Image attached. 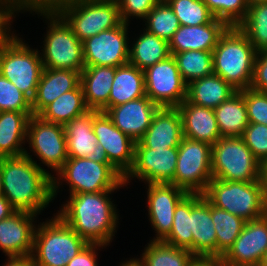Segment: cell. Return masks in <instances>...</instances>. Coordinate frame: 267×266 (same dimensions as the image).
<instances>
[{
	"label": "cell",
	"instance_id": "cell-42",
	"mask_svg": "<svg viewBox=\"0 0 267 266\" xmlns=\"http://www.w3.org/2000/svg\"><path fill=\"white\" fill-rule=\"evenodd\" d=\"M32 112L31 100L0 74V112Z\"/></svg>",
	"mask_w": 267,
	"mask_h": 266
},
{
	"label": "cell",
	"instance_id": "cell-26",
	"mask_svg": "<svg viewBox=\"0 0 267 266\" xmlns=\"http://www.w3.org/2000/svg\"><path fill=\"white\" fill-rule=\"evenodd\" d=\"M193 254L198 259L216 260V230L211 217V203L202 196L191 207Z\"/></svg>",
	"mask_w": 267,
	"mask_h": 266
},
{
	"label": "cell",
	"instance_id": "cell-46",
	"mask_svg": "<svg viewBox=\"0 0 267 266\" xmlns=\"http://www.w3.org/2000/svg\"><path fill=\"white\" fill-rule=\"evenodd\" d=\"M250 88L267 93V50L259 51L256 54Z\"/></svg>",
	"mask_w": 267,
	"mask_h": 266
},
{
	"label": "cell",
	"instance_id": "cell-55",
	"mask_svg": "<svg viewBox=\"0 0 267 266\" xmlns=\"http://www.w3.org/2000/svg\"><path fill=\"white\" fill-rule=\"evenodd\" d=\"M16 5L24 2H46V0H13Z\"/></svg>",
	"mask_w": 267,
	"mask_h": 266
},
{
	"label": "cell",
	"instance_id": "cell-23",
	"mask_svg": "<svg viewBox=\"0 0 267 266\" xmlns=\"http://www.w3.org/2000/svg\"><path fill=\"white\" fill-rule=\"evenodd\" d=\"M228 27L223 20L216 18L204 25H180L169 41L171 55L188 50L213 51Z\"/></svg>",
	"mask_w": 267,
	"mask_h": 266
},
{
	"label": "cell",
	"instance_id": "cell-37",
	"mask_svg": "<svg viewBox=\"0 0 267 266\" xmlns=\"http://www.w3.org/2000/svg\"><path fill=\"white\" fill-rule=\"evenodd\" d=\"M183 80H192L213 74L212 51L188 50L173 54Z\"/></svg>",
	"mask_w": 267,
	"mask_h": 266
},
{
	"label": "cell",
	"instance_id": "cell-51",
	"mask_svg": "<svg viewBox=\"0 0 267 266\" xmlns=\"http://www.w3.org/2000/svg\"><path fill=\"white\" fill-rule=\"evenodd\" d=\"M261 180H262V183H263V189H264L265 198L267 200V161H264L262 163Z\"/></svg>",
	"mask_w": 267,
	"mask_h": 266
},
{
	"label": "cell",
	"instance_id": "cell-36",
	"mask_svg": "<svg viewBox=\"0 0 267 266\" xmlns=\"http://www.w3.org/2000/svg\"><path fill=\"white\" fill-rule=\"evenodd\" d=\"M211 217L216 230V260H219L240 235L246 221L212 204Z\"/></svg>",
	"mask_w": 267,
	"mask_h": 266
},
{
	"label": "cell",
	"instance_id": "cell-50",
	"mask_svg": "<svg viewBox=\"0 0 267 266\" xmlns=\"http://www.w3.org/2000/svg\"><path fill=\"white\" fill-rule=\"evenodd\" d=\"M16 210L12 207L9 201L0 195V221L10 217Z\"/></svg>",
	"mask_w": 267,
	"mask_h": 266
},
{
	"label": "cell",
	"instance_id": "cell-32",
	"mask_svg": "<svg viewBox=\"0 0 267 266\" xmlns=\"http://www.w3.org/2000/svg\"><path fill=\"white\" fill-rule=\"evenodd\" d=\"M89 109L86 106L81 85L65 92L48 104L39 114L44 121L65 125Z\"/></svg>",
	"mask_w": 267,
	"mask_h": 266
},
{
	"label": "cell",
	"instance_id": "cell-7",
	"mask_svg": "<svg viewBox=\"0 0 267 266\" xmlns=\"http://www.w3.org/2000/svg\"><path fill=\"white\" fill-rule=\"evenodd\" d=\"M88 244L54 215L36 227L31 257L35 266H66Z\"/></svg>",
	"mask_w": 267,
	"mask_h": 266
},
{
	"label": "cell",
	"instance_id": "cell-49",
	"mask_svg": "<svg viewBox=\"0 0 267 266\" xmlns=\"http://www.w3.org/2000/svg\"><path fill=\"white\" fill-rule=\"evenodd\" d=\"M2 266H35L31 255L24 257H8Z\"/></svg>",
	"mask_w": 267,
	"mask_h": 266
},
{
	"label": "cell",
	"instance_id": "cell-22",
	"mask_svg": "<svg viewBox=\"0 0 267 266\" xmlns=\"http://www.w3.org/2000/svg\"><path fill=\"white\" fill-rule=\"evenodd\" d=\"M181 114L177 107H159L139 142L146 148L178 147L183 138Z\"/></svg>",
	"mask_w": 267,
	"mask_h": 266
},
{
	"label": "cell",
	"instance_id": "cell-8",
	"mask_svg": "<svg viewBox=\"0 0 267 266\" xmlns=\"http://www.w3.org/2000/svg\"><path fill=\"white\" fill-rule=\"evenodd\" d=\"M10 31L0 39V74L32 100L43 71L40 51Z\"/></svg>",
	"mask_w": 267,
	"mask_h": 266
},
{
	"label": "cell",
	"instance_id": "cell-45",
	"mask_svg": "<svg viewBox=\"0 0 267 266\" xmlns=\"http://www.w3.org/2000/svg\"><path fill=\"white\" fill-rule=\"evenodd\" d=\"M160 0H117L122 22L129 23L130 16L145 19Z\"/></svg>",
	"mask_w": 267,
	"mask_h": 266
},
{
	"label": "cell",
	"instance_id": "cell-21",
	"mask_svg": "<svg viewBox=\"0 0 267 266\" xmlns=\"http://www.w3.org/2000/svg\"><path fill=\"white\" fill-rule=\"evenodd\" d=\"M158 108V105L153 103L147 96H144L108 108L104 112L119 130L134 142H138L151 125Z\"/></svg>",
	"mask_w": 267,
	"mask_h": 266
},
{
	"label": "cell",
	"instance_id": "cell-41",
	"mask_svg": "<svg viewBox=\"0 0 267 266\" xmlns=\"http://www.w3.org/2000/svg\"><path fill=\"white\" fill-rule=\"evenodd\" d=\"M214 18L223 20L228 26H238L247 15L245 0H202Z\"/></svg>",
	"mask_w": 267,
	"mask_h": 266
},
{
	"label": "cell",
	"instance_id": "cell-25",
	"mask_svg": "<svg viewBox=\"0 0 267 266\" xmlns=\"http://www.w3.org/2000/svg\"><path fill=\"white\" fill-rule=\"evenodd\" d=\"M79 71L43 68L36 94L31 100L33 115H38L48 104L80 84Z\"/></svg>",
	"mask_w": 267,
	"mask_h": 266
},
{
	"label": "cell",
	"instance_id": "cell-33",
	"mask_svg": "<svg viewBox=\"0 0 267 266\" xmlns=\"http://www.w3.org/2000/svg\"><path fill=\"white\" fill-rule=\"evenodd\" d=\"M132 46L129 49V63L143 71L171 55L169 42L147 30L139 35Z\"/></svg>",
	"mask_w": 267,
	"mask_h": 266
},
{
	"label": "cell",
	"instance_id": "cell-52",
	"mask_svg": "<svg viewBox=\"0 0 267 266\" xmlns=\"http://www.w3.org/2000/svg\"><path fill=\"white\" fill-rule=\"evenodd\" d=\"M11 21L12 19H0V39L10 30Z\"/></svg>",
	"mask_w": 267,
	"mask_h": 266
},
{
	"label": "cell",
	"instance_id": "cell-29",
	"mask_svg": "<svg viewBox=\"0 0 267 266\" xmlns=\"http://www.w3.org/2000/svg\"><path fill=\"white\" fill-rule=\"evenodd\" d=\"M32 115L33 112H0V158L25 154L22 144L27 140V126Z\"/></svg>",
	"mask_w": 267,
	"mask_h": 266
},
{
	"label": "cell",
	"instance_id": "cell-44",
	"mask_svg": "<svg viewBox=\"0 0 267 266\" xmlns=\"http://www.w3.org/2000/svg\"><path fill=\"white\" fill-rule=\"evenodd\" d=\"M243 96L249 123H259L267 126V93L247 88L243 89Z\"/></svg>",
	"mask_w": 267,
	"mask_h": 266
},
{
	"label": "cell",
	"instance_id": "cell-56",
	"mask_svg": "<svg viewBox=\"0 0 267 266\" xmlns=\"http://www.w3.org/2000/svg\"><path fill=\"white\" fill-rule=\"evenodd\" d=\"M248 6L255 5L257 3L267 2V0H245Z\"/></svg>",
	"mask_w": 267,
	"mask_h": 266
},
{
	"label": "cell",
	"instance_id": "cell-18",
	"mask_svg": "<svg viewBox=\"0 0 267 266\" xmlns=\"http://www.w3.org/2000/svg\"><path fill=\"white\" fill-rule=\"evenodd\" d=\"M147 204L151 225L156 231L152 241H163L171 232L174 211L188 194L172 183H148Z\"/></svg>",
	"mask_w": 267,
	"mask_h": 266
},
{
	"label": "cell",
	"instance_id": "cell-43",
	"mask_svg": "<svg viewBox=\"0 0 267 266\" xmlns=\"http://www.w3.org/2000/svg\"><path fill=\"white\" fill-rule=\"evenodd\" d=\"M252 154L261 162L267 161V126L249 123L241 136Z\"/></svg>",
	"mask_w": 267,
	"mask_h": 266
},
{
	"label": "cell",
	"instance_id": "cell-20",
	"mask_svg": "<svg viewBox=\"0 0 267 266\" xmlns=\"http://www.w3.org/2000/svg\"><path fill=\"white\" fill-rule=\"evenodd\" d=\"M38 214L16 211L0 221V249L7 257H24L32 254L35 217Z\"/></svg>",
	"mask_w": 267,
	"mask_h": 266
},
{
	"label": "cell",
	"instance_id": "cell-3",
	"mask_svg": "<svg viewBox=\"0 0 267 266\" xmlns=\"http://www.w3.org/2000/svg\"><path fill=\"white\" fill-rule=\"evenodd\" d=\"M31 11L49 20L44 47L40 55L43 68L69 69L82 72L85 67L82 42L66 22L46 2H24L15 6L16 14Z\"/></svg>",
	"mask_w": 267,
	"mask_h": 266
},
{
	"label": "cell",
	"instance_id": "cell-1",
	"mask_svg": "<svg viewBox=\"0 0 267 266\" xmlns=\"http://www.w3.org/2000/svg\"><path fill=\"white\" fill-rule=\"evenodd\" d=\"M1 158L2 195L16 211L40 214L53 200L52 175L30 153Z\"/></svg>",
	"mask_w": 267,
	"mask_h": 266
},
{
	"label": "cell",
	"instance_id": "cell-2",
	"mask_svg": "<svg viewBox=\"0 0 267 266\" xmlns=\"http://www.w3.org/2000/svg\"><path fill=\"white\" fill-rule=\"evenodd\" d=\"M112 192L71 194L56 214L88 243L107 246L115 236L119 220L109 197Z\"/></svg>",
	"mask_w": 267,
	"mask_h": 266
},
{
	"label": "cell",
	"instance_id": "cell-10",
	"mask_svg": "<svg viewBox=\"0 0 267 266\" xmlns=\"http://www.w3.org/2000/svg\"><path fill=\"white\" fill-rule=\"evenodd\" d=\"M262 163L252 154L243 138L221 137L212 145V178L225 181L261 180Z\"/></svg>",
	"mask_w": 267,
	"mask_h": 266
},
{
	"label": "cell",
	"instance_id": "cell-40",
	"mask_svg": "<svg viewBox=\"0 0 267 266\" xmlns=\"http://www.w3.org/2000/svg\"><path fill=\"white\" fill-rule=\"evenodd\" d=\"M180 25L198 26L210 23L214 16L202 0H166Z\"/></svg>",
	"mask_w": 267,
	"mask_h": 266
},
{
	"label": "cell",
	"instance_id": "cell-48",
	"mask_svg": "<svg viewBox=\"0 0 267 266\" xmlns=\"http://www.w3.org/2000/svg\"><path fill=\"white\" fill-rule=\"evenodd\" d=\"M16 3L13 0H0V19H12Z\"/></svg>",
	"mask_w": 267,
	"mask_h": 266
},
{
	"label": "cell",
	"instance_id": "cell-5",
	"mask_svg": "<svg viewBox=\"0 0 267 266\" xmlns=\"http://www.w3.org/2000/svg\"><path fill=\"white\" fill-rule=\"evenodd\" d=\"M82 42L122 23L117 0H47Z\"/></svg>",
	"mask_w": 267,
	"mask_h": 266
},
{
	"label": "cell",
	"instance_id": "cell-28",
	"mask_svg": "<svg viewBox=\"0 0 267 266\" xmlns=\"http://www.w3.org/2000/svg\"><path fill=\"white\" fill-rule=\"evenodd\" d=\"M237 91L231 84L213 73L189 82L186 100L197 106L214 110Z\"/></svg>",
	"mask_w": 267,
	"mask_h": 266
},
{
	"label": "cell",
	"instance_id": "cell-31",
	"mask_svg": "<svg viewBox=\"0 0 267 266\" xmlns=\"http://www.w3.org/2000/svg\"><path fill=\"white\" fill-rule=\"evenodd\" d=\"M221 137H239L249 124L243 90L237 91L229 99L214 109Z\"/></svg>",
	"mask_w": 267,
	"mask_h": 266
},
{
	"label": "cell",
	"instance_id": "cell-14",
	"mask_svg": "<svg viewBox=\"0 0 267 266\" xmlns=\"http://www.w3.org/2000/svg\"><path fill=\"white\" fill-rule=\"evenodd\" d=\"M128 26L122 22L82 41L85 66L118 67L129 63Z\"/></svg>",
	"mask_w": 267,
	"mask_h": 266
},
{
	"label": "cell",
	"instance_id": "cell-16",
	"mask_svg": "<svg viewBox=\"0 0 267 266\" xmlns=\"http://www.w3.org/2000/svg\"><path fill=\"white\" fill-rule=\"evenodd\" d=\"M92 128L109 163L125 177L134 164L135 142L119 130L105 112L93 110Z\"/></svg>",
	"mask_w": 267,
	"mask_h": 266
},
{
	"label": "cell",
	"instance_id": "cell-58",
	"mask_svg": "<svg viewBox=\"0 0 267 266\" xmlns=\"http://www.w3.org/2000/svg\"><path fill=\"white\" fill-rule=\"evenodd\" d=\"M0 195H2V170H1V158H0Z\"/></svg>",
	"mask_w": 267,
	"mask_h": 266
},
{
	"label": "cell",
	"instance_id": "cell-19",
	"mask_svg": "<svg viewBox=\"0 0 267 266\" xmlns=\"http://www.w3.org/2000/svg\"><path fill=\"white\" fill-rule=\"evenodd\" d=\"M93 110H88L64 125L68 158H87L109 163L104 148L97 143L93 128Z\"/></svg>",
	"mask_w": 267,
	"mask_h": 266
},
{
	"label": "cell",
	"instance_id": "cell-47",
	"mask_svg": "<svg viewBox=\"0 0 267 266\" xmlns=\"http://www.w3.org/2000/svg\"><path fill=\"white\" fill-rule=\"evenodd\" d=\"M98 247H105V245L89 243L66 266H98L96 257Z\"/></svg>",
	"mask_w": 267,
	"mask_h": 266
},
{
	"label": "cell",
	"instance_id": "cell-6",
	"mask_svg": "<svg viewBox=\"0 0 267 266\" xmlns=\"http://www.w3.org/2000/svg\"><path fill=\"white\" fill-rule=\"evenodd\" d=\"M203 196L215 207L243 218L259 219L267 214L262 180L254 182L225 181L213 178Z\"/></svg>",
	"mask_w": 267,
	"mask_h": 266
},
{
	"label": "cell",
	"instance_id": "cell-57",
	"mask_svg": "<svg viewBox=\"0 0 267 266\" xmlns=\"http://www.w3.org/2000/svg\"><path fill=\"white\" fill-rule=\"evenodd\" d=\"M259 266H267V250L265 251V254H264Z\"/></svg>",
	"mask_w": 267,
	"mask_h": 266
},
{
	"label": "cell",
	"instance_id": "cell-54",
	"mask_svg": "<svg viewBox=\"0 0 267 266\" xmlns=\"http://www.w3.org/2000/svg\"><path fill=\"white\" fill-rule=\"evenodd\" d=\"M120 266H143V264L138 259H130L129 261L123 262Z\"/></svg>",
	"mask_w": 267,
	"mask_h": 266
},
{
	"label": "cell",
	"instance_id": "cell-38",
	"mask_svg": "<svg viewBox=\"0 0 267 266\" xmlns=\"http://www.w3.org/2000/svg\"><path fill=\"white\" fill-rule=\"evenodd\" d=\"M237 27L257 52L267 50V2L248 6L246 18Z\"/></svg>",
	"mask_w": 267,
	"mask_h": 266
},
{
	"label": "cell",
	"instance_id": "cell-9",
	"mask_svg": "<svg viewBox=\"0 0 267 266\" xmlns=\"http://www.w3.org/2000/svg\"><path fill=\"white\" fill-rule=\"evenodd\" d=\"M56 173L58 179L52 177L53 199L62 185L61 180L69 184L70 195L116 191L125 185L124 177L110 163H98L86 157L68 158Z\"/></svg>",
	"mask_w": 267,
	"mask_h": 266
},
{
	"label": "cell",
	"instance_id": "cell-39",
	"mask_svg": "<svg viewBox=\"0 0 267 266\" xmlns=\"http://www.w3.org/2000/svg\"><path fill=\"white\" fill-rule=\"evenodd\" d=\"M144 21L146 22L145 30L168 42L180 27L178 17L166 0H160Z\"/></svg>",
	"mask_w": 267,
	"mask_h": 266
},
{
	"label": "cell",
	"instance_id": "cell-12",
	"mask_svg": "<svg viewBox=\"0 0 267 266\" xmlns=\"http://www.w3.org/2000/svg\"><path fill=\"white\" fill-rule=\"evenodd\" d=\"M146 96L159 107H178L187 95L177 63L170 55L144 70Z\"/></svg>",
	"mask_w": 267,
	"mask_h": 266
},
{
	"label": "cell",
	"instance_id": "cell-17",
	"mask_svg": "<svg viewBox=\"0 0 267 266\" xmlns=\"http://www.w3.org/2000/svg\"><path fill=\"white\" fill-rule=\"evenodd\" d=\"M267 250V214L246 221L240 235L219 259L222 266H259Z\"/></svg>",
	"mask_w": 267,
	"mask_h": 266
},
{
	"label": "cell",
	"instance_id": "cell-53",
	"mask_svg": "<svg viewBox=\"0 0 267 266\" xmlns=\"http://www.w3.org/2000/svg\"><path fill=\"white\" fill-rule=\"evenodd\" d=\"M193 266H222L220 260L198 259Z\"/></svg>",
	"mask_w": 267,
	"mask_h": 266
},
{
	"label": "cell",
	"instance_id": "cell-34",
	"mask_svg": "<svg viewBox=\"0 0 267 266\" xmlns=\"http://www.w3.org/2000/svg\"><path fill=\"white\" fill-rule=\"evenodd\" d=\"M203 196L200 193H188L176 206L173 225L164 243L189 250L193 254V236L191 231V207Z\"/></svg>",
	"mask_w": 267,
	"mask_h": 266
},
{
	"label": "cell",
	"instance_id": "cell-13",
	"mask_svg": "<svg viewBox=\"0 0 267 266\" xmlns=\"http://www.w3.org/2000/svg\"><path fill=\"white\" fill-rule=\"evenodd\" d=\"M27 142L41 163L57 172L67 161L64 125L44 121L38 115L29 118Z\"/></svg>",
	"mask_w": 267,
	"mask_h": 266
},
{
	"label": "cell",
	"instance_id": "cell-27",
	"mask_svg": "<svg viewBox=\"0 0 267 266\" xmlns=\"http://www.w3.org/2000/svg\"><path fill=\"white\" fill-rule=\"evenodd\" d=\"M116 67L85 66L80 75L86 106L89 110L104 112L115 76Z\"/></svg>",
	"mask_w": 267,
	"mask_h": 266
},
{
	"label": "cell",
	"instance_id": "cell-11",
	"mask_svg": "<svg viewBox=\"0 0 267 266\" xmlns=\"http://www.w3.org/2000/svg\"><path fill=\"white\" fill-rule=\"evenodd\" d=\"M174 179L170 182L188 193L203 194L212 178V145L182 138Z\"/></svg>",
	"mask_w": 267,
	"mask_h": 266
},
{
	"label": "cell",
	"instance_id": "cell-4",
	"mask_svg": "<svg viewBox=\"0 0 267 266\" xmlns=\"http://www.w3.org/2000/svg\"><path fill=\"white\" fill-rule=\"evenodd\" d=\"M257 51L237 27L229 26L212 51L213 72L236 90L250 88Z\"/></svg>",
	"mask_w": 267,
	"mask_h": 266
},
{
	"label": "cell",
	"instance_id": "cell-24",
	"mask_svg": "<svg viewBox=\"0 0 267 266\" xmlns=\"http://www.w3.org/2000/svg\"><path fill=\"white\" fill-rule=\"evenodd\" d=\"M177 108L181 114L184 137L210 145L221 138L213 109L197 106L186 99Z\"/></svg>",
	"mask_w": 267,
	"mask_h": 266
},
{
	"label": "cell",
	"instance_id": "cell-30",
	"mask_svg": "<svg viewBox=\"0 0 267 266\" xmlns=\"http://www.w3.org/2000/svg\"><path fill=\"white\" fill-rule=\"evenodd\" d=\"M146 96L144 71L127 63L116 67L108 108Z\"/></svg>",
	"mask_w": 267,
	"mask_h": 266
},
{
	"label": "cell",
	"instance_id": "cell-35",
	"mask_svg": "<svg viewBox=\"0 0 267 266\" xmlns=\"http://www.w3.org/2000/svg\"><path fill=\"white\" fill-rule=\"evenodd\" d=\"M148 243L138 260L143 266H193L198 258L189 250L171 246L163 241Z\"/></svg>",
	"mask_w": 267,
	"mask_h": 266
},
{
	"label": "cell",
	"instance_id": "cell-15",
	"mask_svg": "<svg viewBox=\"0 0 267 266\" xmlns=\"http://www.w3.org/2000/svg\"><path fill=\"white\" fill-rule=\"evenodd\" d=\"M177 159V147L152 149L135 142L134 164L124 177L125 186L134 177L147 184L170 183L174 179Z\"/></svg>",
	"mask_w": 267,
	"mask_h": 266
}]
</instances>
